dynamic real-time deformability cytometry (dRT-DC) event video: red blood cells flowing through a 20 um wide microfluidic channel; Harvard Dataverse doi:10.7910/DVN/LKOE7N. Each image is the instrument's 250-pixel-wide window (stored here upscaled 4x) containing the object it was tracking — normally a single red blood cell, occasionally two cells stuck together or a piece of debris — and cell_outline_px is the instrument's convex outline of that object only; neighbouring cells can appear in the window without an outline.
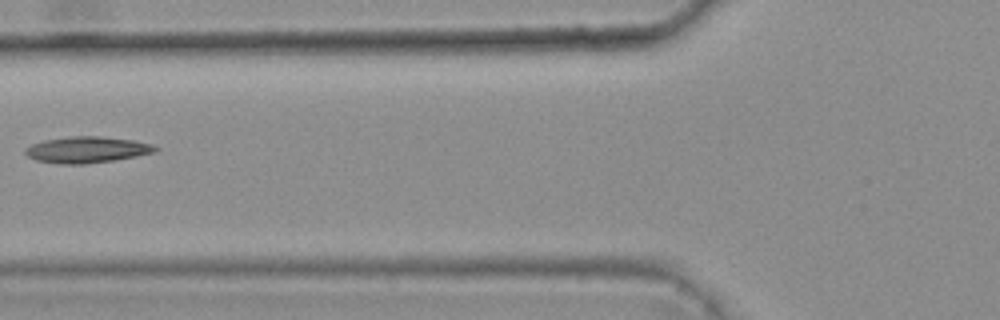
{"species": "common noctule bat (a hibernating species)", "species_latin": "Nyctalus noctula", "temperature_condition": "warm", "stored_images_in_passage": 6, "camera_frame_rate_fps": 3000, "um_per_image_px": 0.085, "animal": {"sex": "female", "body_mass_g": 25.1}, "frame": {"image": 1, "passage_image": 5, "time_ms": 1.333, "image_size_px": [1000, 320], "cell_outline_px": [[160, 148], [156, 152], [136, 156], [112, 160], [84, 164], [60, 164], [36, 160], [28, 156], [24, 152], [24, 148], [32, 144], [44, 140], [68, 136], [100, 136], [132, 140], [152, 144]], "centroid_in_image_um": [7.38, 12.72], "position_along_channel_um": 118.4, "area_um2": 19.88}}
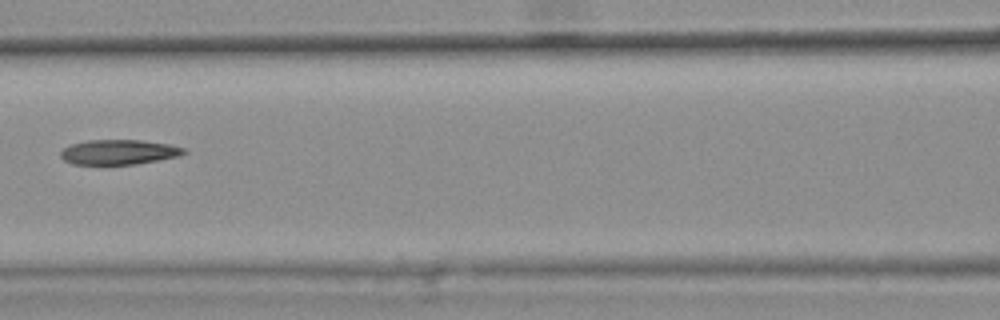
{"frame": {"image": 2, "passage_image": 6, "time_ms": 1.667, "image_size_px": [1000, 320], "cell_outline_px": [[188, 152], [180, 156], [136, 164], [72, 164], [64, 160], [60, 156], [60, 152], [64, 148], [72, 144], [88, 140], [140, 140], [168, 144], [188, 148]], "centroid_in_image_um": [10.14, 12.92], "position_along_channel_um": 156.5, "area_um2": 17.92}}